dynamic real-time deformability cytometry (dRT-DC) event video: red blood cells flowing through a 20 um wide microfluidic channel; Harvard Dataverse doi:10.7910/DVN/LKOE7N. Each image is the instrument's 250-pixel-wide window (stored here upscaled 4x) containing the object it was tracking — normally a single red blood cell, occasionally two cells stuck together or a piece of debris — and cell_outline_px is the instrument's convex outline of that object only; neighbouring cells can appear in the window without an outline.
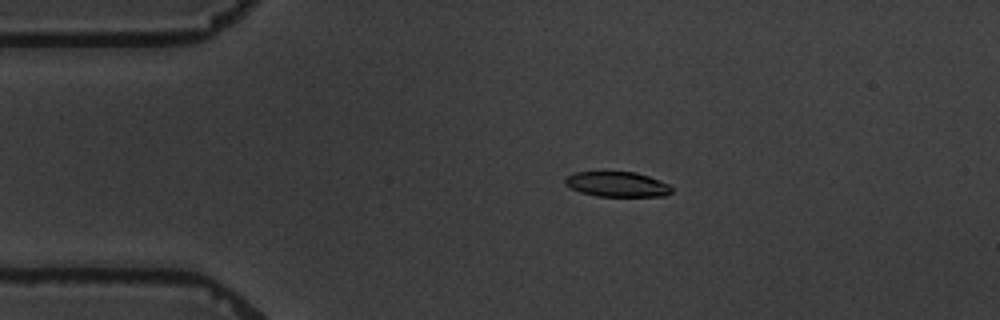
{"species": "common noctule bat (a hibernating species)", "species_latin": "Nyctalus noctula", "temperature_condition": "warm", "stored_images_in_passage": 5, "camera_frame_rate_fps": 3000, "um_per_image_px": 0.085, "animal": {"sex": "male", "body_mass_g": 19.5, "forearm_length_mm": 54.6}, "frame": {"image": 1, "passage_image": 4, "time_ms": 3.333, "image_size_px": [1000, 320], "cell_outline_px": [[672, 192], [664, 196], [596, 196], [580, 192], [564, 184], [564, 180], [572, 172], [636, 172], [648, 176], [668, 184], [672, 188]], "centroid_in_image_um": [52.44, 15.66], "position_along_channel_um": 32.6, "area_um2": 15.49}}